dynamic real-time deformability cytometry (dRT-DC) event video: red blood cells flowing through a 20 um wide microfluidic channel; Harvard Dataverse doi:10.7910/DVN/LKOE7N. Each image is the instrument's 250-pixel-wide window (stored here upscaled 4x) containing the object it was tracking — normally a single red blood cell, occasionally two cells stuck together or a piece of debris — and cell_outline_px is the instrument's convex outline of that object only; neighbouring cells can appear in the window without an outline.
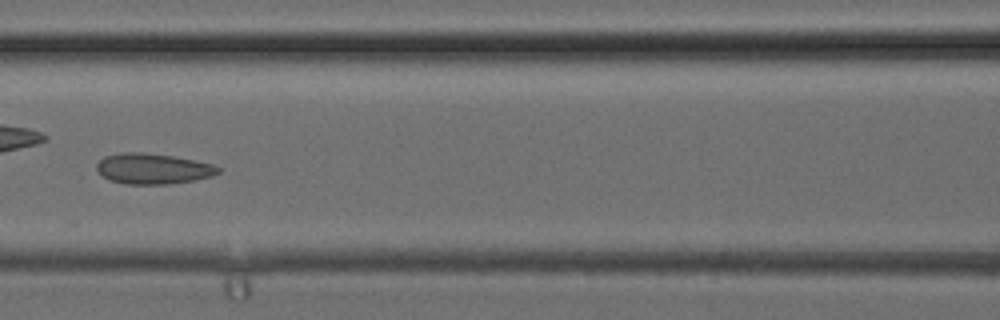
{"species": "common noctule bat (a hibernating species)", "species_latin": "Nyctalus noctula", "temperature_condition": "cold", "stored_images_in_passage": 38, "camera_frame_rate_fps": 3000, "um_per_image_px": 0.085, "animal": {"sex": "female", "body_mass_g": 24.6, "forearm_length_mm": 56.2}, "frame": {"image": 1, "passage_image": 17, "time_ms": 5.333, "image_size_px": [1000, 320], "cell_outline_px": [[220, 172], [212, 176], [196, 180], [168, 184], [124, 184], [112, 180], [104, 176], [96, 168], [96, 164], [104, 156], [120, 152], [140, 152], [172, 156], [196, 160], [216, 164], [220, 168]], "centroid_in_image_um": [13.04, 14.33], "position_along_channel_um": 153.6, "area_um2": 21.73}}